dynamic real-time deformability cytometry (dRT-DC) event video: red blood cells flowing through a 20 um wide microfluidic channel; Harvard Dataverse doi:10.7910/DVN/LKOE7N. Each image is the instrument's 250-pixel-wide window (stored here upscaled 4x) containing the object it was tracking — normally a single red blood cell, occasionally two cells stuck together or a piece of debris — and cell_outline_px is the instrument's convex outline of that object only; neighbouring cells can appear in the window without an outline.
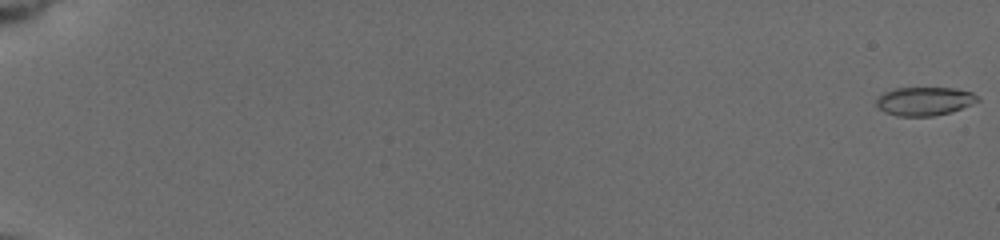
{"species": "common noctule bat (a hibernating species)", "species_latin": "Nyctalus noctula", "temperature_condition": "cold", "stored_images_in_passage": 58, "camera_frame_rate_fps": 3000, "um_per_image_px": 0.085, "animal": {"sex": "female", "body_mass_g": 19.5, "forearm_length_mm": 54.1}, "frame": {"image": 1, "passage_image": 1, "time_ms": 0.0, "image_size_px": [1000, 240], "cell_outline_px": [[980, 100], [952, 112], [932, 116], [896, 116], [884, 112], [876, 104], [876, 100], [884, 92], [896, 88], [952, 88], [972, 92], [980, 96]], "centroid_in_image_um": [78.6, 8.6], "position_along_channel_um": 6.4, "area_um2": 16.82}}
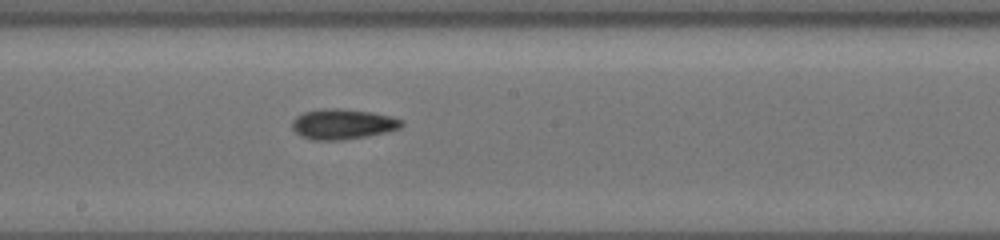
{"frame": {"image": 2, "passage_image": 35, "time_ms": 11.333, "image_size_px": [1000, 240], "cell_outline_px": [[404, 124], [400, 128], [384, 132], [344, 140], [312, 140], [296, 132], [292, 128], [292, 120], [296, 116], [304, 112], [328, 108], [340, 108], [372, 112], [392, 116], [404, 120]], "centroid_in_image_um": [29.15, 10.54], "position_along_channel_um": 219.1, "area_um2": 19.25}}
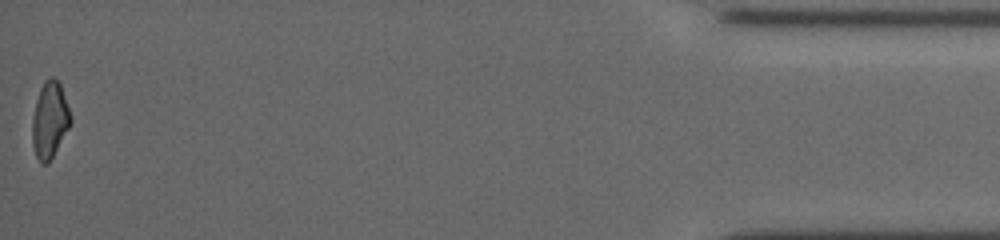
{"frame": {"image": 3, "passage_image": 58, "time_ms": 19.0, "image_size_px": [1000, 240], "cell_outline_px": [[72, 120], [68, 128], [48, 164], [40, 164], [36, 156], [32, 144], [32, 120], [36, 100], [40, 88], [44, 80], [52, 76], [60, 84]], "centroid_in_image_um": [4.2, 10.21], "position_along_channel_um": 431.0, "area_um2": 16.82}, "authors_computed_cell_mechanics": {"area_um2": 17.4556, "velocity_mm_per_s": 3.7824, "shape_relaxation_time_tau1_ms": 4.2731, "shape_relaxation_time_tau2_ms": 6.9568, "deformation_change_tau1": 0.1394, "deformation_change_tau2": 0.1389}}